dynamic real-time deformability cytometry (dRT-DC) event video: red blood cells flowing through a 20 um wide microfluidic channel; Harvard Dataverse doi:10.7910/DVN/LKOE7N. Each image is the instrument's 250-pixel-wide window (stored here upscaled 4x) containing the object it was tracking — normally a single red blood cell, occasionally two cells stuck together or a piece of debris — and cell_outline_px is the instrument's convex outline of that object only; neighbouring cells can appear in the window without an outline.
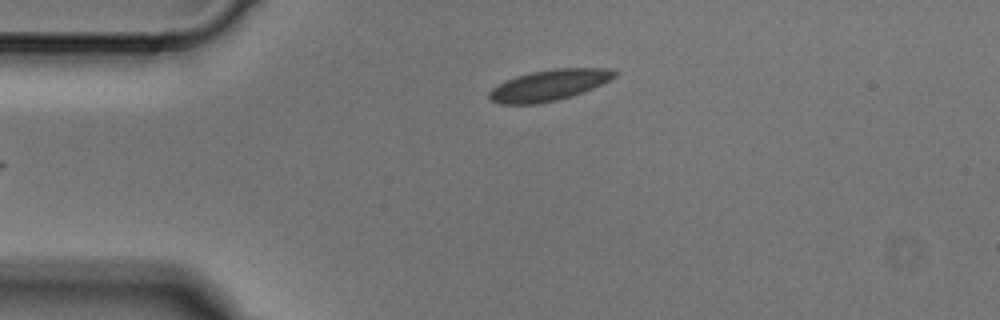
{"species": "Egyptian fruit bat (a non-hibernating species)", "species_latin": "Rousettus aegyptiacus", "temperature_condition": "cold", "stored_images_in_passage": 2, "camera_frame_rate_fps": 3000, "um_per_image_px": 0.085, "animal": {"sex": "male"}, "frame": {"image": 1, "passage_image": 2, "time_ms": 0.333, "image_size_px": [1000, 320], "cell_outline_px": [[620, 72], [616, 76], [592, 88], [572, 96], [556, 100], [536, 104], [500, 104], [488, 100], [488, 92], [492, 88], [516, 76], [532, 72], [556, 68], [608, 68]], "centroid_in_image_um": [46.66, 7.24], "position_along_channel_um": 38.3, "area_um2": 22.48}}